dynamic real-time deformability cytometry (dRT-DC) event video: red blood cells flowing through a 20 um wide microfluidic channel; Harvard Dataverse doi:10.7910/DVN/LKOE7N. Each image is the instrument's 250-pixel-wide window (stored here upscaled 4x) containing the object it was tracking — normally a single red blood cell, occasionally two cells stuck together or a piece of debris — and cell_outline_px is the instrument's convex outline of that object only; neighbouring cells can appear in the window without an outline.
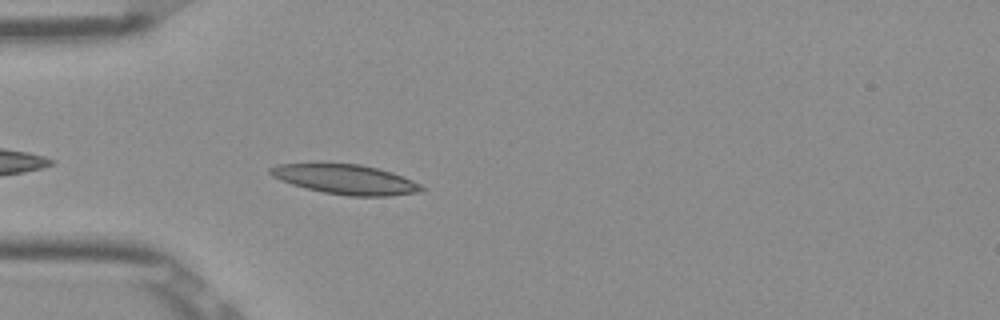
{"species": "Egyptian fruit bat (a non-hibernating species)", "species_latin": "Rousettus aegyptiacus", "temperature_condition": "room temperature", "stored_images_in_passage": 26, "camera_frame_rate_fps": 3000, "um_per_image_px": 0.085, "frame": {"image": 1, "passage_image": 3, "time_ms": 0.667, "image_size_px": [1000, 320], "cell_outline_px": [[424, 192], [388, 196], [348, 196], [324, 192], [304, 188], [292, 184], [272, 176], [268, 172], [268, 168], [276, 164], [360, 164], [392, 172], [412, 180], [420, 184], [424, 188]], "centroid_in_image_um": [29.39, 15.26], "position_along_channel_um": 55.6, "area_um2": 26.07}}
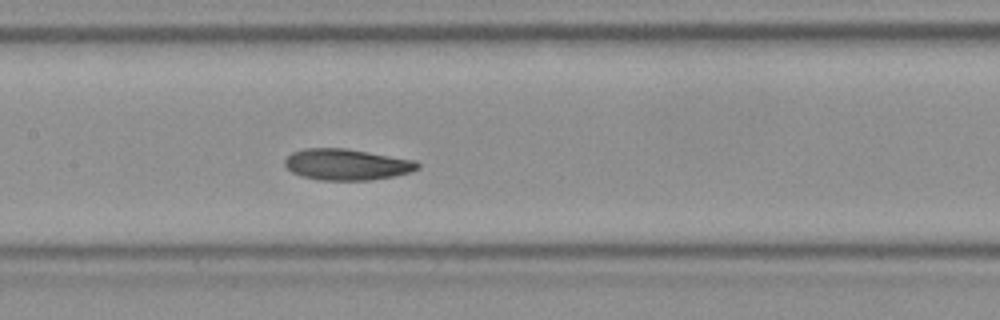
{"frame": {"image": 2, "passage_image": 13, "time_ms": 4.0, "image_size_px": [1000, 320], "cell_outline_px": [[420, 168], [408, 172], [392, 176], [368, 180], [320, 180], [304, 176], [292, 172], [284, 164], [284, 160], [292, 152], [304, 148], [344, 148], [416, 160], [420, 164]], "centroid_in_image_um": [29.47, 13.97], "position_along_channel_um": 177.9, "area_um2": 23.93}}
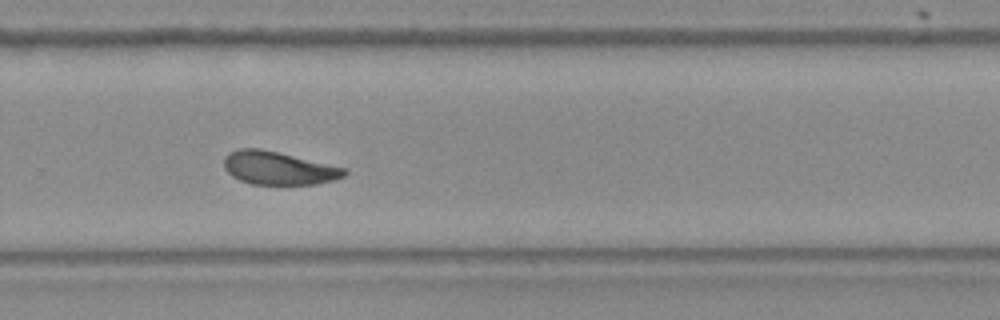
{"frame": {"image": 3, "passage_image": 23, "time_ms": 7.333, "image_size_px": [1000, 320], "cell_outline_px": [[348, 172], [344, 176], [336, 180], [316, 184], [252, 184], [240, 180], [232, 176], [224, 168], [224, 156], [228, 152], [236, 148], [260, 148], [344, 168]], "centroid_in_image_um": [23.62, 14.29], "position_along_channel_um": 306.2, "area_um2": 23.12}, "authors_computed_cell_mechanics": {"area_um2": 23.987, "velocity_mm_per_s": 3.8555, "shape_relaxation_time_tau1_ms": 4.8428, "shape_relaxation_time_tau2_ms": 3.972, "deformation_change_tau1": 0.151, "deformation_change_tau2": 0.1155}}